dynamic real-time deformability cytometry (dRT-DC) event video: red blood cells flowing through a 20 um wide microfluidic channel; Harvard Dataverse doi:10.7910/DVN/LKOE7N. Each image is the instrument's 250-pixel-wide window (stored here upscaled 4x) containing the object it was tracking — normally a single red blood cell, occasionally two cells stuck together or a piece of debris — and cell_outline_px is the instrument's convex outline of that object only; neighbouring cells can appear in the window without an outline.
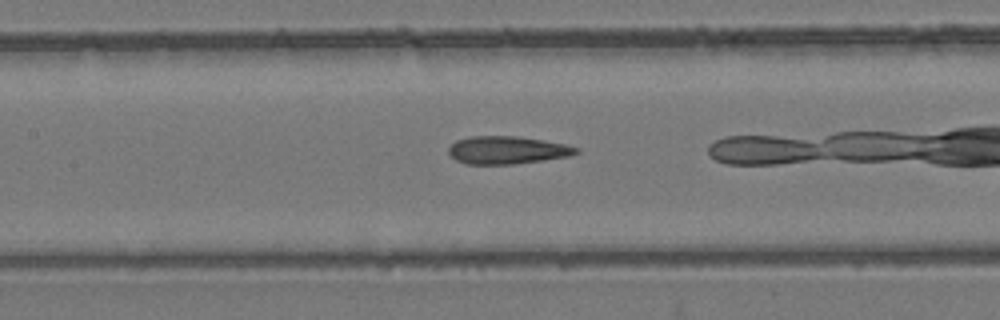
{"species": "common noctule bat (a hibernating species)", "species_latin": "Nyctalus noctula", "temperature_condition": "room temperature", "stored_images_in_passage": 38, "camera_frame_rate_fps": 3000, "um_per_image_px": 0.085, "animal": {"sex": "female", "body_mass_g": 24.6, "forearm_length_mm": 56.2}, "frame": {"image": 1, "passage_image": 21, "time_ms": 6.667, "image_size_px": [1000, 320], "cell_outline_px": [[580, 152], [568, 156], [544, 160], [512, 164], [468, 164], [456, 160], [448, 152], [448, 148], [456, 140], [472, 136], [516, 136], [544, 140], [564, 144], [580, 148]], "centroid_in_image_um": [43.12, 12.75], "position_along_channel_um": 164.3, "area_um2": 20.58}}
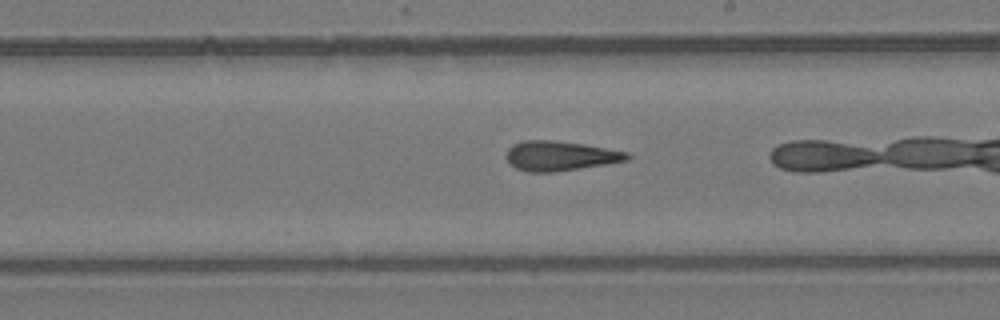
{"frame": {"image": 2, "passage_image": 27, "time_ms": 8.667, "image_size_px": [1000, 320], "cell_outline_px": [[632, 156], [628, 160], [580, 168], [552, 172], [528, 172], [516, 168], [508, 164], [508, 148], [512, 144], [524, 140], [552, 140], [584, 144], [628, 152]], "centroid_in_image_um": [47.6, 13.24], "position_along_channel_um": 241.4, "area_um2": 20.81}}
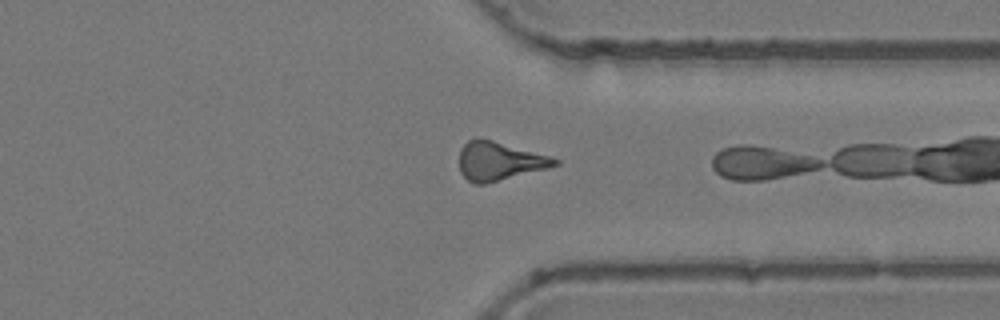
{"frame": {"image": 3, "passage_image": 37, "time_ms": 12.0, "image_size_px": [1000, 320], "cell_outline_px": [[560, 164], [548, 168], [484, 184], [476, 184], [468, 180], [460, 172], [460, 148], [468, 140], [492, 140], [548, 156], [560, 160]], "centroid_in_image_um": [42.44, 13.71], "position_along_channel_um": 369.0, "area_um2": 20.92}}